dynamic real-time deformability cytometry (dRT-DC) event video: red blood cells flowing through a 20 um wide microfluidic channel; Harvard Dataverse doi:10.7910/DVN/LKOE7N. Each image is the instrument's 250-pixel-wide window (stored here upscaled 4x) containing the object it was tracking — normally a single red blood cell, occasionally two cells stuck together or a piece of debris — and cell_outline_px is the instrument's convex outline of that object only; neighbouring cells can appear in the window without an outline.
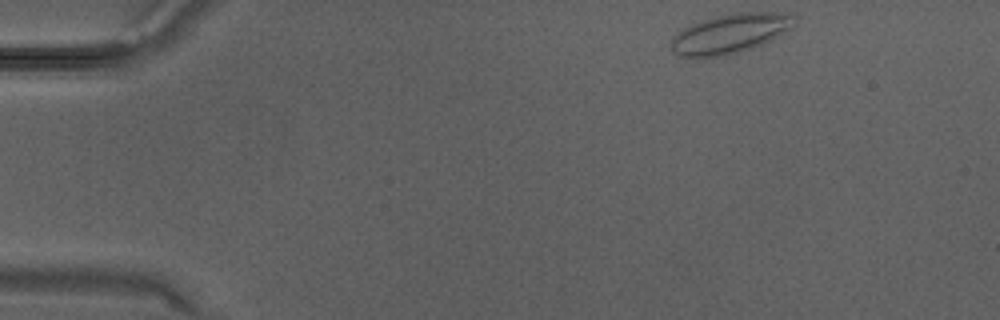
{"species": "Egyptian fruit bat (a non-hibernating species)", "species_latin": "Rousettus aegyptiacus", "temperature_condition": "warm", "stored_images_in_passage": 30, "camera_frame_rate_fps": 3000, "um_per_image_px": 0.085, "animal": {"sex": "male"}, "frame": {"image": 1, "passage_image": 1, "time_ms": 0.0, "image_size_px": [1000, 320], "cell_outline_px": [[796, 16], [772, 40], [764, 44], [752, 48], [720, 56], [680, 56], [672, 52], [672, 36], [684, 28], [692, 24], [704, 20], [720, 16], [740, 12], [784, 12]], "centroid_in_image_um": [62.0, 2.85], "position_along_channel_um": 23.0, "area_um2": 27.28}}
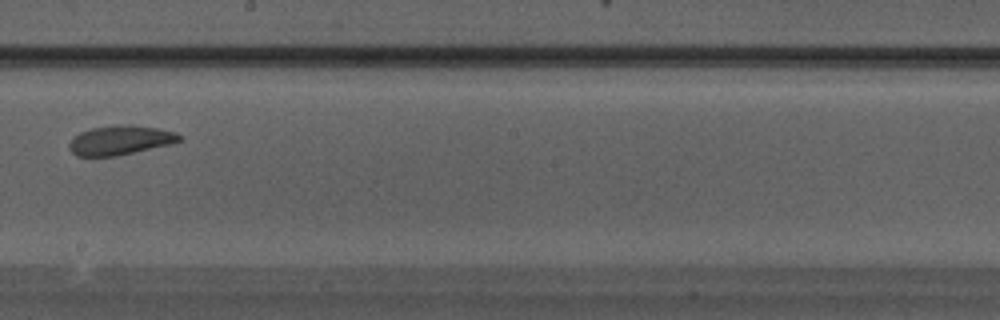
{"frame": {"image": 2, "passage_image": 16, "time_ms": 5.0, "image_size_px": [1000, 320], "cell_outline_px": [[184, 140], [168, 144], [116, 156], [76, 156], [68, 148], [68, 144], [80, 132], [92, 128], [116, 124], [132, 124], [156, 128], [176, 132], [184, 136]], "centroid_in_image_um": [10.24, 11.9], "position_along_channel_um": 238.0, "area_um2": 18.84}}
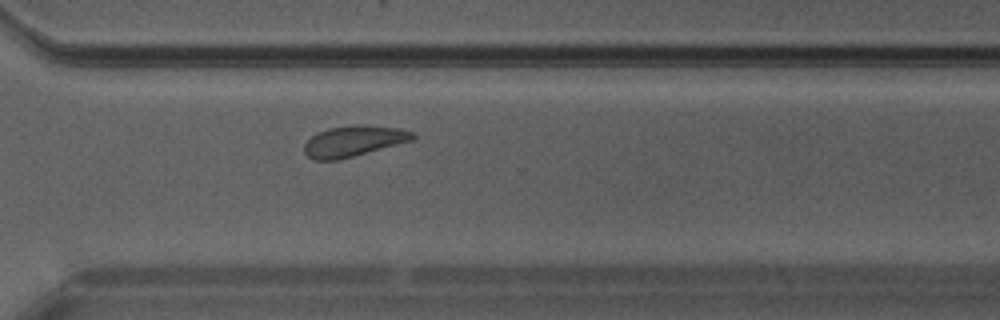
{"frame": {"image": 3, "passage_image": 21, "time_ms": 6.667, "image_size_px": [1000, 320], "cell_outline_px": [[416, 136], [412, 140], [352, 156], [336, 160], [316, 160], [308, 156], [304, 152], [304, 144], [316, 132], [328, 128], [400, 128], [412, 132]], "centroid_in_image_um": [29.98, 12.05], "position_along_channel_um": 340.6, "area_um2": 18.15}}